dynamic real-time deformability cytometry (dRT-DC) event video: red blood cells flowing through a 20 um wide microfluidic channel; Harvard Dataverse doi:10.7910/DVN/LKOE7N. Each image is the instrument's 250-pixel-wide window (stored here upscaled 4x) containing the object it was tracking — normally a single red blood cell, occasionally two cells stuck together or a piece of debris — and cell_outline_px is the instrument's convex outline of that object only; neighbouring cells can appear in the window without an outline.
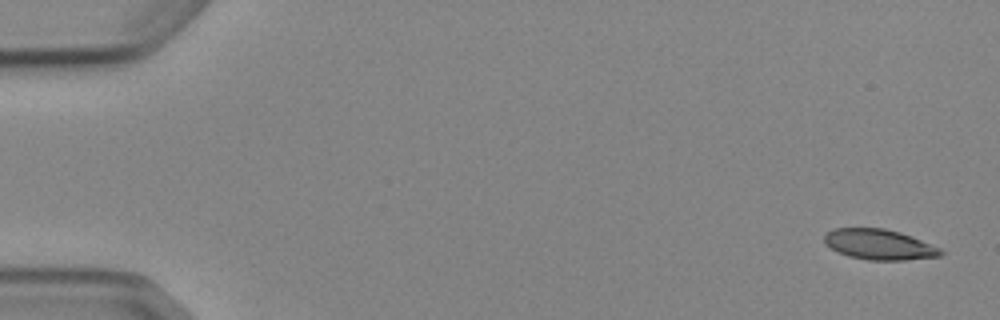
{"species": "Egyptian fruit bat (a non-hibernating species)", "species_latin": "Rousettus aegyptiacus", "temperature_condition": "cold", "stored_images_in_passage": 5, "camera_frame_rate_fps": 3000, "um_per_image_px": 0.085, "animal": {"sex": "female"}, "frame": {"image": 1, "passage_image": 1, "time_ms": 0.0, "image_size_px": [1000, 320], "cell_outline_px": [[944, 252], [940, 256], [904, 260], [868, 260], [848, 256], [836, 252], [824, 244], [824, 236], [828, 232], [836, 228], [884, 228], [900, 232], [940, 248]], "centroid_in_image_um": [74.69, 20.79], "position_along_channel_um": 10.3, "area_um2": 20.58}}
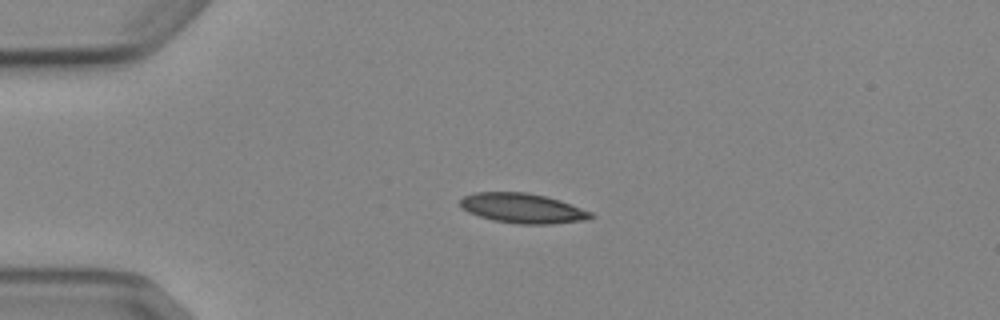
{"frame": {"image": 2, "passage_image": 4, "time_ms": 3.667, "image_size_px": [1000, 320], "cell_outline_px": [[596, 216], [588, 220], [552, 224], [516, 224], [492, 220], [468, 212], [460, 204], [460, 200], [464, 196], [476, 192], [528, 192], [548, 196], [560, 200], [592, 212]], "centroid_in_image_um": [44.47, 17.7], "position_along_channel_um": 40.5, "area_um2": 22.89}}